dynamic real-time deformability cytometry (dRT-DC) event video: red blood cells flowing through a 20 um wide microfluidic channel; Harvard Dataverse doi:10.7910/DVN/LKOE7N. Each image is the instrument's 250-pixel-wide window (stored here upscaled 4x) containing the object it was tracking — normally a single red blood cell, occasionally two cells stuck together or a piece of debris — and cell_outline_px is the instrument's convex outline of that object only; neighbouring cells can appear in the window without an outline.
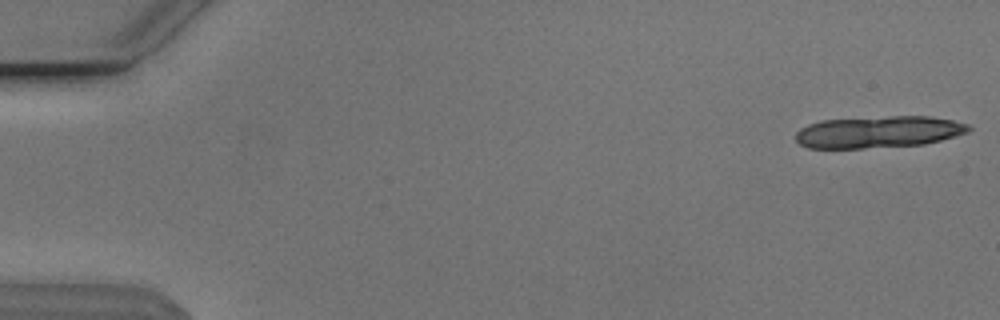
{"species": "Egyptian fruit bat (a non-hibernating species)", "species_latin": "Rousettus aegyptiacus", "temperature_condition": "cold", "stored_images_in_passage": 20, "segment_of_instrument_passage": [1, 2], "camera_frame_rate_fps": 3000, "um_per_image_px": 0.085, "animal": {"sex": "male"}, "frame": {"image": 1, "passage_image": 1, "time_ms": 0.0, "image_size_px": [1000, 320], "cell_outline_px": [[972, 128], [968, 132], [956, 136], [924, 144], [864, 148], [808, 148], [800, 144], [796, 140], [796, 132], [800, 128], [808, 124], [824, 120], [892, 116], [928, 116], [952, 120], [968, 124]], "centroid_in_image_um": [74.68, 11.21], "position_along_channel_um": 10.3, "area_um2": 31.96}}